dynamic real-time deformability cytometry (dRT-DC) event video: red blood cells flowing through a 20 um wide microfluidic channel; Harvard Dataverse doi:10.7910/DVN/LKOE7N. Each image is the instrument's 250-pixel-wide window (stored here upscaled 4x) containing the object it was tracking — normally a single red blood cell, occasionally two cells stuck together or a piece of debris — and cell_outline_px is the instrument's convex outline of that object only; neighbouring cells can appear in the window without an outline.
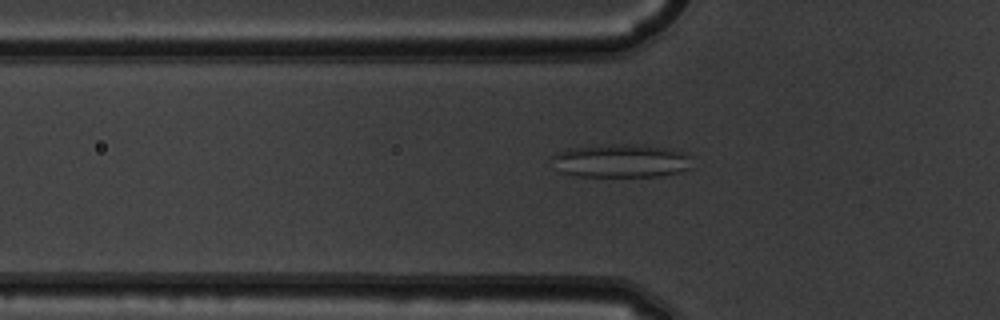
{"species": "common noctule bat (a hibernating species)", "species_latin": "Nyctalus noctula", "temperature_condition": "warm", "stored_images_in_passage": 53, "camera_frame_rate_fps": 3000, "um_per_image_px": 0.085, "animal": {"sex": "male", "body_mass_g": 19.5, "forearm_length_mm": 54.6}, "frame": {"image": 1, "passage_image": 18, "time_ms": 5.667, "image_size_px": [1000, 320], "cell_outline_px": [[692, 168], [680, 172], [664, 176], [580, 176], [560, 172], [552, 156], [556, 152], [568, 148], [608, 144], [644, 144], [668, 148], [684, 152], [692, 156]], "centroid_in_image_um": [52.88, 13.66], "position_along_channel_um": 72.9, "area_um2": 27.63}}
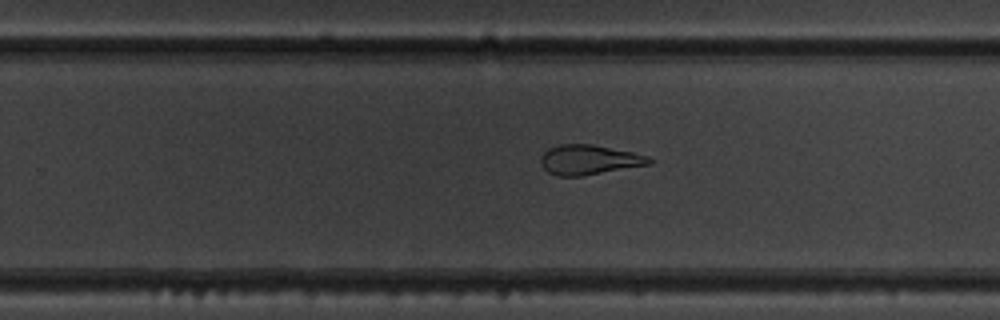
{"frame": {"image": 2, "passage_image": 34, "time_ms": 11.0, "image_size_px": [1000, 320], "cell_outline_px": [[656, 160], [652, 164], [584, 176], [556, 176], [548, 172], [540, 164], [540, 156], [548, 148], [560, 144], [592, 144], [632, 152], [648, 156]], "centroid_in_image_um": [50.08, 13.59], "position_along_channel_um": 279.7, "area_um2": 19.13}}
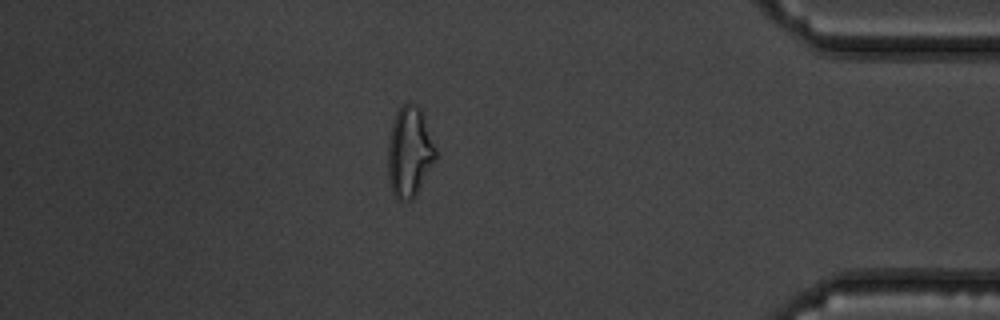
{"frame": {"image": 3, "passage_image": 46, "time_ms": 15.0, "image_size_px": [1000, 320], "cell_outline_px": [[436, 160], [416, 196], [412, 200], [396, 200], [392, 192], [388, 180], [388, 144], [392, 124], [396, 112], [400, 104], [408, 100], [412, 100], [424, 112], [436, 148]], "centroid_in_image_um": [34.82, 12.87], "position_along_channel_um": 400.4, "area_um2": 25.95}, "authors_computed_cell_mechanics": {"area_um2": 25.5476, "velocity_mm_per_s": 3.8788, "shape_relaxation_time_tau1_ms": null, "shape_relaxation_time_tau2_ms": 2.4192, "deformation_change_tau1": null, "deformation_change_tau2": 0.1159}}